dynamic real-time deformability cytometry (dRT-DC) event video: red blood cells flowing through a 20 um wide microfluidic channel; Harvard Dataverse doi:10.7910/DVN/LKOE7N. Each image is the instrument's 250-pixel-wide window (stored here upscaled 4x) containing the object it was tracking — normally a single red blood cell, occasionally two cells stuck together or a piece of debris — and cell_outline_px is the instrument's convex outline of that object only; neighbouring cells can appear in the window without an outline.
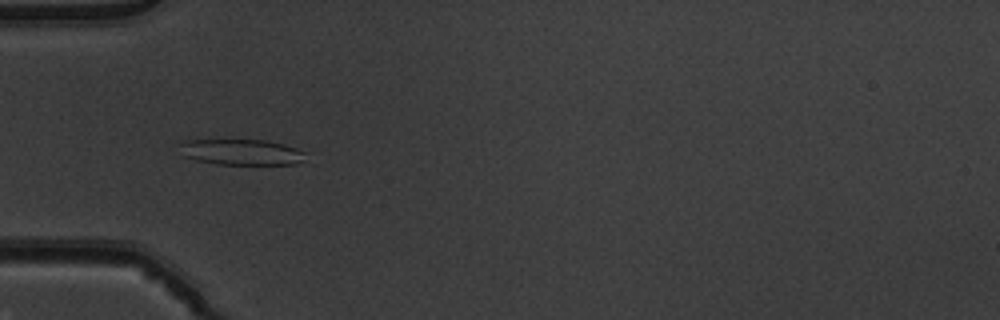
{"species": "common noctule bat (a hibernating species)", "species_latin": "Nyctalus noctula", "temperature_condition": "warm", "stored_images_in_passage": 52, "camera_frame_rate_fps": 3000, "um_per_image_px": 0.085, "animal": {"sex": "male", "body_mass_g": 19.5, "forearm_length_mm": 54.6}, "frame": {"image": 1, "passage_image": 17, "time_ms": 5.333, "image_size_px": [1000, 320], "cell_outline_px": [[304, 160], [296, 164], [216, 164], [196, 160], [184, 156], [180, 144], [184, 140], [264, 140], [284, 144], [296, 148], [304, 152]], "centroid_in_image_um": [20.53, 12.93], "position_along_channel_um": 64.5, "area_um2": 18.73}}
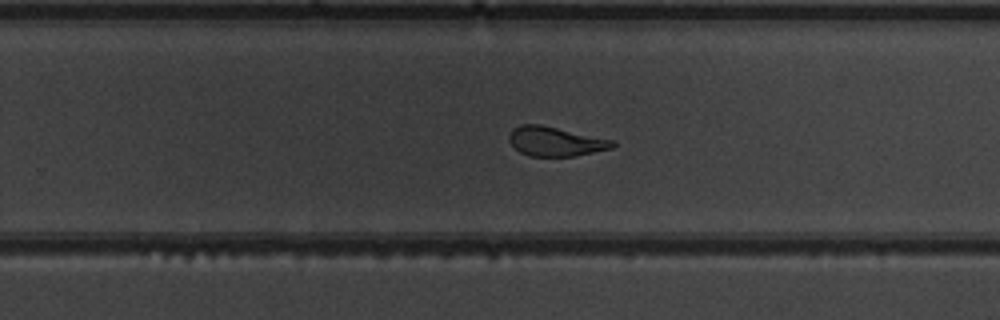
{"frame": {"image": 2, "passage_image": 34, "time_ms": 11.0, "image_size_px": [1000, 320], "cell_outline_px": [[616, 144], [612, 148], [572, 156], [528, 156], [520, 152], [508, 140], [508, 136], [512, 128], [520, 124], [540, 124], [616, 140]], "centroid_in_image_um": [47.2, 12.0], "position_along_channel_um": 282.6, "area_um2": 17.8}}
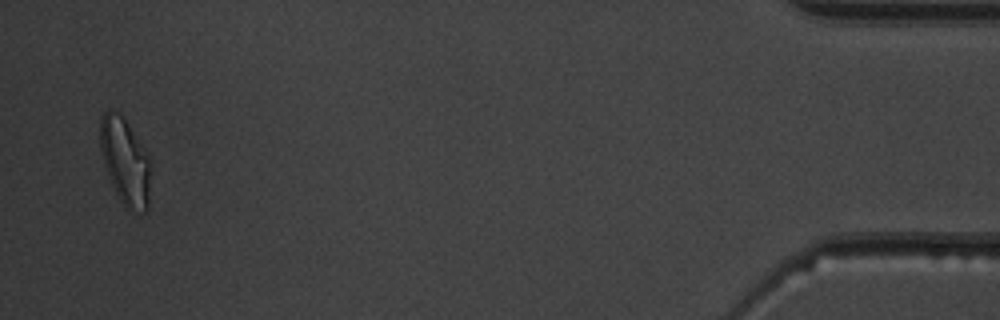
{"frame": {"image": 3, "passage_image": 51, "time_ms": 16.667, "image_size_px": [1000, 320], "cell_outline_px": [[148, 208], [144, 212], [132, 208], [124, 204], [120, 200], [112, 184], [104, 164], [100, 148], [100, 120], [104, 112], [120, 112], [124, 116], [148, 156]], "centroid_in_image_um": [10.6, 13.65], "position_along_channel_um": 424.6, "area_um2": 24.51}, "authors_computed_cell_mechanics": {"area_um2": 20.4901, "velocity_mm_per_s": 3.9002, "shape_relaxation_time_tau1_ms": null, "shape_relaxation_time_tau2_ms": 1.9865, "deformation_change_tau1": null, "deformation_change_tau2": 0.1144}}